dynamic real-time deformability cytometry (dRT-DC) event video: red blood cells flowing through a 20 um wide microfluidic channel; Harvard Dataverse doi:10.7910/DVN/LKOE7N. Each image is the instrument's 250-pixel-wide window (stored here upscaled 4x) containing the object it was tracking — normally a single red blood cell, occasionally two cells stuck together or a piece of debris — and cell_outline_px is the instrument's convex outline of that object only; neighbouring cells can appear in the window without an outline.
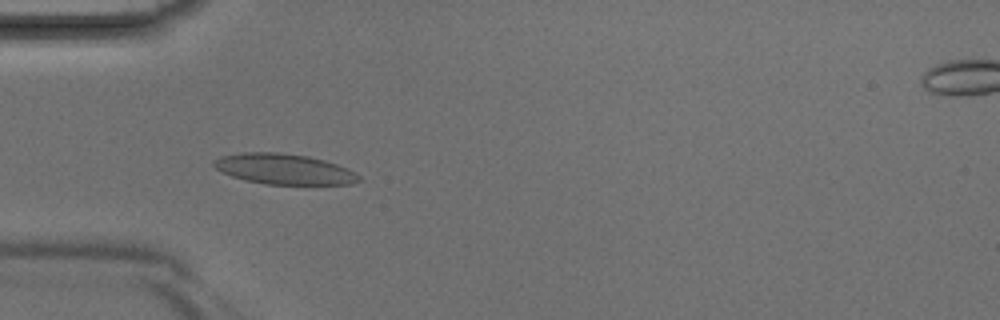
{"species": "Egyptian fruit bat (a non-hibernating species)", "species_latin": "Rousettus aegyptiacus", "temperature_condition": "room temperature", "stored_images_in_passage": 3, "camera_frame_rate_fps": 3000, "um_per_image_px": 0.085, "animal": {"sex": "male"}, "frame": {"image": 1, "passage_image": 3, "time_ms": 0.667, "image_size_px": [1000, 320], "cell_outline_px": [[360, 180], [352, 184], [264, 184], [244, 180], [232, 176], [216, 168], [212, 164], [212, 160], [220, 156], [244, 152], [280, 152], [308, 156], [324, 160], [336, 164], [356, 172], [360, 176]], "centroid_in_image_um": [24.13, 14.36], "position_along_channel_um": 60.9, "area_um2": 25.78}}